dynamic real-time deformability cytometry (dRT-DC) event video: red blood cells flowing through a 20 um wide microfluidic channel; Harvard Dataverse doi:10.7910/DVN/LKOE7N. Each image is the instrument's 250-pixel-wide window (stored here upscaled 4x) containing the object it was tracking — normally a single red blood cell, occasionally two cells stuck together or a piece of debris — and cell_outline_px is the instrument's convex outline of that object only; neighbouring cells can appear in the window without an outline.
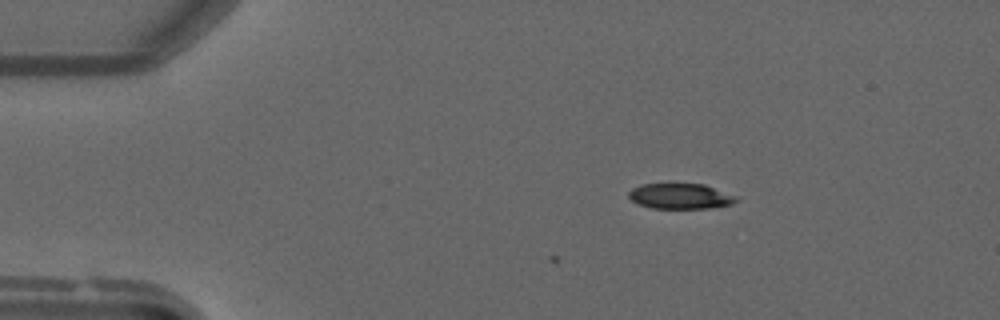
{"species": "common noctule bat (a hibernating species)", "species_latin": "Nyctalus noctula", "temperature_condition": "warm", "stored_images_in_passage": 2, "camera_frame_rate_fps": 3000, "um_per_image_px": 0.085, "animal": {"sex": "male", "forearm_length_mm": 52.5}, "frame": {"image": 1, "passage_image": 2, "time_ms": 0.333, "image_size_px": [1000, 320], "cell_outline_px": [[740, 200], [732, 204], [708, 208], [652, 208], [640, 204], [632, 200], [628, 196], [628, 192], [632, 188], [640, 184], [704, 184], [740, 196]], "centroid_in_image_um": [57.9, 16.67], "position_along_channel_um": 27.1, "area_um2": 16.07}}